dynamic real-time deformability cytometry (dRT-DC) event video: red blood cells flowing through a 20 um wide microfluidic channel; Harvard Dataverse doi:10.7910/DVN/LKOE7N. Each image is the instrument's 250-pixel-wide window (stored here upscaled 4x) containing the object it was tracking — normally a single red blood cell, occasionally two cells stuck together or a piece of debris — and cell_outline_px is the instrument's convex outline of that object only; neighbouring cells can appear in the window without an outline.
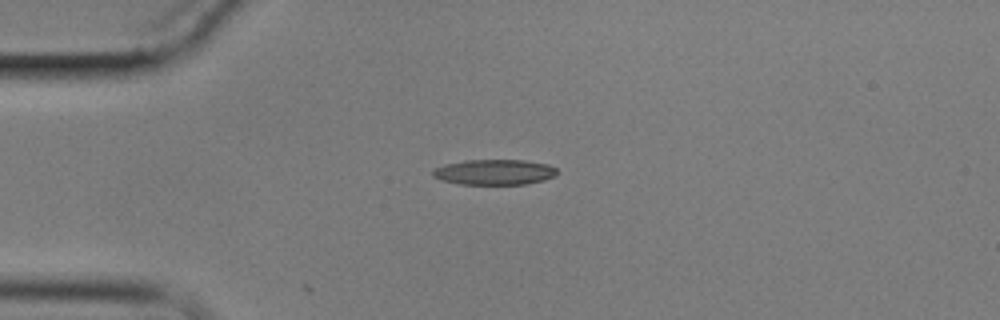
{"species": "common noctule bat (a hibernating species)", "species_latin": "Nyctalus noctula", "temperature_condition": "cold", "stored_images_in_passage": 3, "camera_frame_rate_fps": 3000, "um_per_image_px": 0.085, "animal": {"sex": "male", "body_mass_g": 17.9}, "frame": {"image": 1, "passage_image": 1, "time_ms": 0.0, "image_size_px": [1000, 320], "cell_outline_px": [[556, 176], [544, 180], [524, 184], [460, 184], [440, 180], [432, 176], [432, 168], [444, 164], [464, 160], [524, 160], [548, 164], [556, 168]], "centroid_in_image_um": [41.98, 14.62], "position_along_channel_um": 43.0, "area_um2": 18.55}}